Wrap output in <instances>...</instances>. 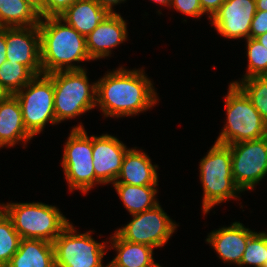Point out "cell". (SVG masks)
Instances as JSON below:
<instances>
[{"instance_id":"3957f363","label":"cell","mask_w":267,"mask_h":267,"mask_svg":"<svg viewBox=\"0 0 267 267\" xmlns=\"http://www.w3.org/2000/svg\"><path fill=\"white\" fill-rule=\"evenodd\" d=\"M232 158L230 147L215 142L200 161V181L203 187L202 209L204 214L214 205L237 199L242 192L232 176Z\"/></svg>"},{"instance_id":"d6986e66","label":"cell","mask_w":267,"mask_h":267,"mask_svg":"<svg viewBox=\"0 0 267 267\" xmlns=\"http://www.w3.org/2000/svg\"><path fill=\"white\" fill-rule=\"evenodd\" d=\"M109 14L96 0H78L58 17L86 37Z\"/></svg>"},{"instance_id":"30bf717a","label":"cell","mask_w":267,"mask_h":267,"mask_svg":"<svg viewBox=\"0 0 267 267\" xmlns=\"http://www.w3.org/2000/svg\"><path fill=\"white\" fill-rule=\"evenodd\" d=\"M231 150L232 176L243 192L253 190L267 176V136L228 145Z\"/></svg>"},{"instance_id":"f546056e","label":"cell","mask_w":267,"mask_h":267,"mask_svg":"<svg viewBox=\"0 0 267 267\" xmlns=\"http://www.w3.org/2000/svg\"><path fill=\"white\" fill-rule=\"evenodd\" d=\"M78 0H44V18L58 17Z\"/></svg>"},{"instance_id":"e575fe53","label":"cell","mask_w":267,"mask_h":267,"mask_svg":"<svg viewBox=\"0 0 267 267\" xmlns=\"http://www.w3.org/2000/svg\"><path fill=\"white\" fill-rule=\"evenodd\" d=\"M103 9H106L110 14L116 13L113 6L122 3L126 0H96Z\"/></svg>"},{"instance_id":"ffe728a7","label":"cell","mask_w":267,"mask_h":267,"mask_svg":"<svg viewBox=\"0 0 267 267\" xmlns=\"http://www.w3.org/2000/svg\"><path fill=\"white\" fill-rule=\"evenodd\" d=\"M6 267H55L54 245L39 239H21Z\"/></svg>"},{"instance_id":"836d02e7","label":"cell","mask_w":267,"mask_h":267,"mask_svg":"<svg viewBox=\"0 0 267 267\" xmlns=\"http://www.w3.org/2000/svg\"><path fill=\"white\" fill-rule=\"evenodd\" d=\"M39 16L44 18V0H24Z\"/></svg>"},{"instance_id":"52a82bcc","label":"cell","mask_w":267,"mask_h":267,"mask_svg":"<svg viewBox=\"0 0 267 267\" xmlns=\"http://www.w3.org/2000/svg\"><path fill=\"white\" fill-rule=\"evenodd\" d=\"M80 124L70 131L61 164L70 191L77 189L87 193L101 182L96 178L93 167L92 136L89 138Z\"/></svg>"},{"instance_id":"8fae6325","label":"cell","mask_w":267,"mask_h":267,"mask_svg":"<svg viewBox=\"0 0 267 267\" xmlns=\"http://www.w3.org/2000/svg\"><path fill=\"white\" fill-rule=\"evenodd\" d=\"M132 217L133 219L116 230V233L125 241L146 244L153 248L164 246L178 226L159 204Z\"/></svg>"},{"instance_id":"4dcf8cb0","label":"cell","mask_w":267,"mask_h":267,"mask_svg":"<svg viewBox=\"0 0 267 267\" xmlns=\"http://www.w3.org/2000/svg\"><path fill=\"white\" fill-rule=\"evenodd\" d=\"M267 32V11H256L250 27V38H256Z\"/></svg>"},{"instance_id":"d6a6232c","label":"cell","mask_w":267,"mask_h":267,"mask_svg":"<svg viewBox=\"0 0 267 267\" xmlns=\"http://www.w3.org/2000/svg\"><path fill=\"white\" fill-rule=\"evenodd\" d=\"M6 60V28H0V66Z\"/></svg>"},{"instance_id":"ab89813d","label":"cell","mask_w":267,"mask_h":267,"mask_svg":"<svg viewBox=\"0 0 267 267\" xmlns=\"http://www.w3.org/2000/svg\"><path fill=\"white\" fill-rule=\"evenodd\" d=\"M147 267H162V266H160V264L159 263H153V264H151V265H149V266H147Z\"/></svg>"},{"instance_id":"1f68e13d","label":"cell","mask_w":267,"mask_h":267,"mask_svg":"<svg viewBox=\"0 0 267 267\" xmlns=\"http://www.w3.org/2000/svg\"><path fill=\"white\" fill-rule=\"evenodd\" d=\"M203 13L209 15L211 19L214 14L219 10L225 0H199Z\"/></svg>"},{"instance_id":"74e56055","label":"cell","mask_w":267,"mask_h":267,"mask_svg":"<svg viewBox=\"0 0 267 267\" xmlns=\"http://www.w3.org/2000/svg\"><path fill=\"white\" fill-rule=\"evenodd\" d=\"M255 39H257L263 46L267 48V32L259 35Z\"/></svg>"},{"instance_id":"d4e9b609","label":"cell","mask_w":267,"mask_h":267,"mask_svg":"<svg viewBox=\"0 0 267 267\" xmlns=\"http://www.w3.org/2000/svg\"><path fill=\"white\" fill-rule=\"evenodd\" d=\"M36 75L19 63L5 61L0 66V84L14 95L24 88Z\"/></svg>"},{"instance_id":"83f0119b","label":"cell","mask_w":267,"mask_h":267,"mask_svg":"<svg viewBox=\"0 0 267 267\" xmlns=\"http://www.w3.org/2000/svg\"><path fill=\"white\" fill-rule=\"evenodd\" d=\"M246 42L248 67L242 79L252 76H267V48L255 38H248Z\"/></svg>"},{"instance_id":"d590c367","label":"cell","mask_w":267,"mask_h":267,"mask_svg":"<svg viewBox=\"0 0 267 267\" xmlns=\"http://www.w3.org/2000/svg\"><path fill=\"white\" fill-rule=\"evenodd\" d=\"M257 11H267V0H255Z\"/></svg>"},{"instance_id":"4fadbf2b","label":"cell","mask_w":267,"mask_h":267,"mask_svg":"<svg viewBox=\"0 0 267 267\" xmlns=\"http://www.w3.org/2000/svg\"><path fill=\"white\" fill-rule=\"evenodd\" d=\"M6 60L27 66L35 75L43 74L38 26L6 28Z\"/></svg>"},{"instance_id":"484cf974","label":"cell","mask_w":267,"mask_h":267,"mask_svg":"<svg viewBox=\"0 0 267 267\" xmlns=\"http://www.w3.org/2000/svg\"><path fill=\"white\" fill-rule=\"evenodd\" d=\"M21 237L12 220L0 208V267H6L17 252Z\"/></svg>"},{"instance_id":"7402d4cb","label":"cell","mask_w":267,"mask_h":267,"mask_svg":"<svg viewBox=\"0 0 267 267\" xmlns=\"http://www.w3.org/2000/svg\"><path fill=\"white\" fill-rule=\"evenodd\" d=\"M113 185L131 215L150 210L159 204L155 198L158 185L138 186L123 183H113Z\"/></svg>"},{"instance_id":"5bb4252c","label":"cell","mask_w":267,"mask_h":267,"mask_svg":"<svg viewBox=\"0 0 267 267\" xmlns=\"http://www.w3.org/2000/svg\"><path fill=\"white\" fill-rule=\"evenodd\" d=\"M92 147L96 178L101 184H113L120 173L128 148L117 137L109 134L92 135Z\"/></svg>"},{"instance_id":"5b68a950","label":"cell","mask_w":267,"mask_h":267,"mask_svg":"<svg viewBox=\"0 0 267 267\" xmlns=\"http://www.w3.org/2000/svg\"><path fill=\"white\" fill-rule=\"evenodd\" d=\"M86 69L47 74L53 82L56 122L75 118L96 107V82L89 85Z\"/></svg>"},{"instance_id":"9a60e30c","label":"cell","mask_w":267,"mask_h":267,"mask_svg":"<svg viewBox=\"0 0 267 267\" xmlns=\"http://www.w3.org/2000/svg\"><path fill=\"white\" fill-rule=\"evenodd\" d=\"M127 23L120 14H109L86 37V49L91 60L110 56L111 50L127 40Z\"/></svg>"},{"instance_id":"8992f818","label":"cell","mask_w":267,"mask_h":267,"mask_svg":"<svg viewBox=\"0 0 267 267\" xmlns=\"http://www.w3.org/2000/svg\"><path fill=\"white\" fill-rule=\"evenodd\" d=\"M225 97L227 121L215 142L231 145L267 136V124L244 92L230 83Z\"/></svg>"},{"instance_id":"2e32d148","label":"cell","mask_w":267,"mask_h":267,"mask_svg":"<svg viewBox=\"0 0 267 267\" xmlns=\"http://www.w3.org/2000/svg\"><path fill=\"white\" fill-rule=\"evenodd\" d=\"M240 222L213 230L206 238L223 262L240 265L249 238L254 234Z\"/></svg>"},{"instance_id":"ac0fdd59","label":"cell","mask_w":267,"mask_h":267,"mask_svg":"<svg viewBox=\"0 0 267 267\" xmlns=\"http://www.w3.org/2000/svg\"><path fill=\"white\" fill-rule=\"evenodd\" d=\"M31 138L33 136L23 123L20 104L14 95H10L0 102V148L13 147L21 141L26 144Z\"/></svg>"},{"instance_id":"ba28073f","label":"cell","mask_w":267,"mask_h":267,"mask_svg":"<svg viewBox=\"0 0 267 267\" xmlns=\"http://www.w3.org/2000/svg\"><path fill=\"white\" fill-rule=\"evenodd\" d=\"M14 96L20 104L24 126L33 137L43 131L46 123L58 124L54 112L53 82L47 74L36 75Z\"/></svg>"},{"instance_id":"cb8c5ba5","label":"cell","mask_w":267,"mask_h":267,"mask_svg":"<svg viewBox=\"0 0 267 267\" xmlns=\"http://www.w3.org/2000/svg\"><path fill=\"white\" fill-rule=\"evenodd\" d=\"M241 80L231 83L244 92L267 124V76H252Z\"/></svg>"},{"instance_id":"7c38bea8","label":"cell","mask_w":267,"mask_h":267,"mask_svg":"<svg viewBox=\"0 0 267 267\" xmlns=\"http://www.w3.org/2000/svg\"><path fill=\"white\" fill-rule=\"evenodd\" d=\"M256 11L255 0H225L210 21L218 34L227 39H248Z\"/></svg>"},{"instance_id":"e0dca14e","label":"cell","mask_w":267,"mask_h":267,"mask_svg":"<svg viewBox=\"0 0 267 267\" xmlns=\"http://www.w3.org/2000/svg\"><path fill=\"white\" fill-rule=\"evenodd\" d=\"M157 165H152L151 159L136 147L129 148L123 158L119 175L114 183L129 185H158Z\"/></svg>"},{"instance_id":"4316f807","label":"cell","mask_w":267,"mask_h":267,"mask_svg":"<svg viewBox=\"0 0 267 267\" xmlns=\"http://www.w3.org/2000/svg\"><path fill=\"white\" fill-rule=\"evenodd\" d=\"M267 261V233L255 232L248 240L239 266L264 267Z\"/></svg>"},{"instance_id":"277c9868","label":"cell","mask_w":267,"mask_h":267,"mask_svg":"<svg viewBox=\"0 0 267 267\" xmlns=\"http://www.w3.org/2000/svg\"><path fill=\"white\" fill-rule=\"evenodd\" d=\"M0 208L12 220L22 239H39L53 243L70 223L59 208L42 202L7 203L1 204Z\"/></svg>"},{"instance_id":"f35d334b","label":"cell","mask_w":267,"mask_h":267,"mask_svg":"<svg viewBox=\"0 0 267 267\" xmlns=\"http://www.w3.org/2000/svg\"><path fill=\"white\" fill-rule=\"evenodd\" d=\"M151 1L159 3L161 5H165L167 7L171 5V0H151Z\"/></svg>"},{"instance_id":"7a4b0ae2","label":"cell","mask_w":267,"mask_h":267,"mask_svg":"<svg viewBox=\"0 0 267 267\" xmlns=\"http://www.w3.org/2000/svg\"><path fill=\"white\" fill-rule=\"evenodd\" d=\"M62 22L59 17L40 18L38 28L43 74L81 70L84 68L74 62L91 60L86 49L85 36Z\"/></svg>"},{"instance_id":"44dd1931","label":"cell","mask_w":267,"mask_h":267,"mask_svg":"<svg viewBox=\"0 0 267 267\" xmlns=\"http://www.w3.org/2000/svg\"><path fill=\"white\" fill-rule=\"evenodd\" d=\"M111 247L117 251L115 258L107 264L108 267H147L153 264V247L125 241L116 232L110 237Z\"/></svg>"},{"instance_id":"8d00e7d4","label":"cell","mask_w":267,"mask_h":267,"mask_svg":"<svg viewBox=\"0 0 267 267\" xmlns=\"http://www.w3.org/2000/svg\"><path fill=\"white\" fill-rule=\"evenodd\" d=\"M10 96V93L0 84V102L5 101Z\"/></svg>"},{"instance_id":"6da1fadb","label":"cell","mask_w":267,"mask_h":267,"mask_svg":"<svg viewBox=\"0 0 267 267\" xmlns=\"http://www.w3.org/2000/svg\"><path fill=\"white\" fill-rule=\"evenodd\" d=\"M151 82L143 69L120 67L107 72L96 81V106L105 117H128L144 112L158 101Z\"/></svg>"},{"instance_id":"f1b7e54d","label":"cell","mask_w":267,"mask_h":267,"mask_svg":"<svg viewBox=\"0 0 267 267\" xmlns=\"http://www.w3.org/2000/svg\"><path fill=\"white\" fill-rule=\"evenodd\" d=\"M170 7L194 18H200L204 14L199 0H171Z\"/></svg>"},{"instance_id":"603a6c76","label":"cell","mask_w":267,"mask_h":267,"mask_svg":"<svg viewBox=\"0 0 267 267\" xmlns=\"http://www.w3.org/2000/svg\"><path fill=\"white\" fill-rule=\"evenodd\" d=\"M40 16L24 0H0V28L38 26Z\"/></svg>"},{"instance_id":"9c48e42d","label":"cell","mask_w":267,"mask_h":267,"mask_svg":"<svg viewBox=\"0 0 267 267\" xmlns=\"http://www.w3.org/2000/svg\"><path fill=\"white\" fill-rule=\"evenodd\" d=\"M77 233L69 223L54 240L55 267H104L106 243L96 242L90 235L92 231Z\"/></svg>"}]
</instances>
